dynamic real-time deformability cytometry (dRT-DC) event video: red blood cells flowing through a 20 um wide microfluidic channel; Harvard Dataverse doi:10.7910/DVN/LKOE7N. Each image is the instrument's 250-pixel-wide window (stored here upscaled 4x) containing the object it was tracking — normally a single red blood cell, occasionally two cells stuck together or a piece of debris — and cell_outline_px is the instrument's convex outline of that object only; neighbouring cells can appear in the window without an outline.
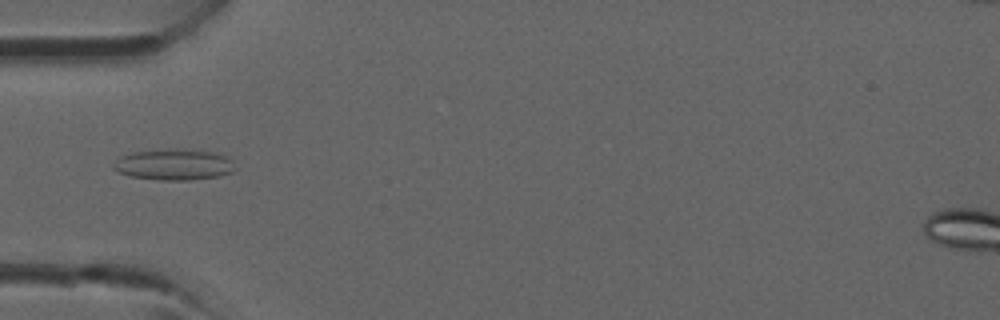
{"species": "common noctule bat (a hibernating species)", "species_latin": "Nyctalus noctula", "temperature_condition": "room temperature", "stored_images_in_passage": 3, "camera_frame_rate_fps": 3000, "um_per_image_px": 0.085, "animal": {"sex": "male", "forearm_length_mm": 52.5}, "frame": {"image": 1, "passage_image": 3, "time_ms": 2.667, "image_size_px": [1000, 320], "cell_outline_px": [[236, 168], [232, 172], [220, 176], [188, 180], [160, 180], [132, 176], [120, 172], [112, 168], [112, 164], [120, 156], [132, 152], [176, 148], [216, 152], [232, 160]], "centroid_in_image_um": [14.8, 13.98], "position_along_channel_um": 70.2, "area_um2": 22.08}}